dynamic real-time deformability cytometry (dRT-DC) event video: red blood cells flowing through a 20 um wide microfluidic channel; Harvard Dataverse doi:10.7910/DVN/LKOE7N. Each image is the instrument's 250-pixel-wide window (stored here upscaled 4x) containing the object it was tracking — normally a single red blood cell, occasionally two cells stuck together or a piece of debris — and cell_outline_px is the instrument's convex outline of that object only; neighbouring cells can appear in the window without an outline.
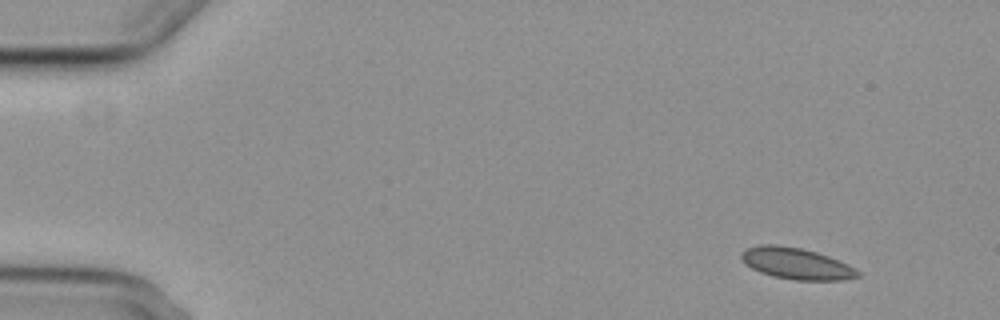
{"species": "common noctule bat (a hibernating species)", "species_latin": "Nyctalus noctula", "temperature_condition": "cold", "stored_images_in_passage": 5, "camera_frame_rate_fps": 3000, "um_per_image_px": 0.085, "animal": {"sex": "female", "body_mass_g": 29.2, "forearm_length_mm": 56.3}, "frame": {"image": 1, "passage_image": 1, "time_ms": 0.0, "image_size_px": [1000, 320], "cell_outline_px": [[860, 276], [844, 280], [796, 280], [772, 276], [760, 272], [744, 264], [740, 256], [740, 252], [748, 248], [760, 244], [776, 244], [800, 248], [816, 252], [828, 256], [848, 264], [860, 272]], "centroid_in_image_um": [67.67, 22.4], "position_along_channel_um": 17.3, "area_um2": 21.33}}
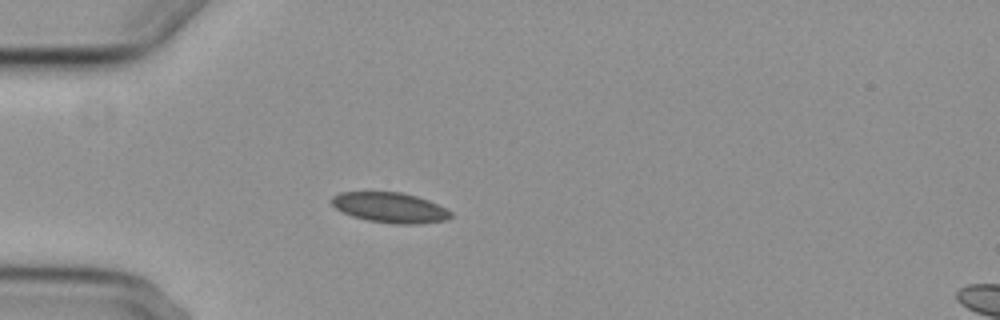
{"frame": {"image": 2, "passage_image": 4, "time_ms": 3.667, "image_size_px": [1000, 320], "cell_outline_px": [[452, 216], [448, 220], [420, 224], [392, 224], [368, 220], [352, 216], [336, 208], [328, 200], [332, 196], [340, 192], [400, 192], [416, 196], [428, 200], [452, 212]], "centroid_in_image_um": [33.14, 17.65], "position_along_channel_um": 51.9, "area_um2": 21.04}}